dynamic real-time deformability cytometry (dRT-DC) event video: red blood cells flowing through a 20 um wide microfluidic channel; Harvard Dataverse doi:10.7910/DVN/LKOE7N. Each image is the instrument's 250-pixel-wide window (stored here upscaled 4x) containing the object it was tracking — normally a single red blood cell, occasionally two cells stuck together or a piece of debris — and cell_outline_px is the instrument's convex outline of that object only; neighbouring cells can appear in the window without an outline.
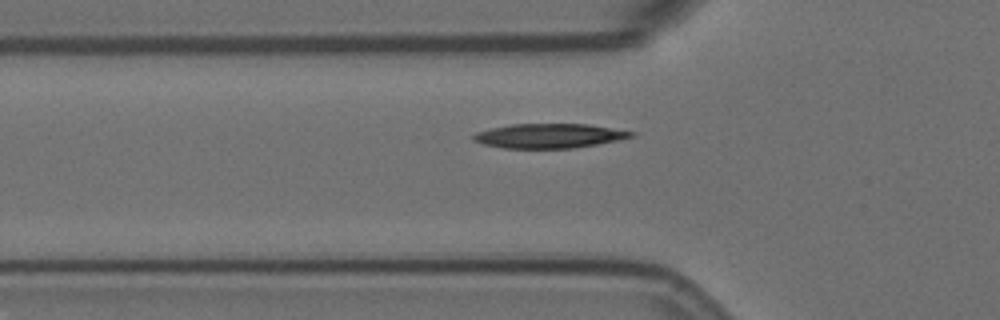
{"species": "Egyptian fruit bat (a non-hibernating species)", "species_latin": "Rousettus aegyptiacus", "temperature_condition": "room temperature", "stored_images_in_passage": 39, "camera_frame_rate_fps": 3000, "um_per_image_px": 0.085, "animal": {"sex": "female"}, "frame": {"image": 1, "passage_image": 5, "time_ms": 1.333, "image_size_px": [1000, 320], "cell_outline_px": [[636, 136], [620, 140], [572, 148], [504, 148], [484, 144], [472, 140], [472, 136], [476, 132], [492, 128], [512, 124], [588, 124], [636, 132]], "centroid_in_image_um": [46.71, 11.54], "position_along_channel_um": 79.1, "area_um2": 22.43}}
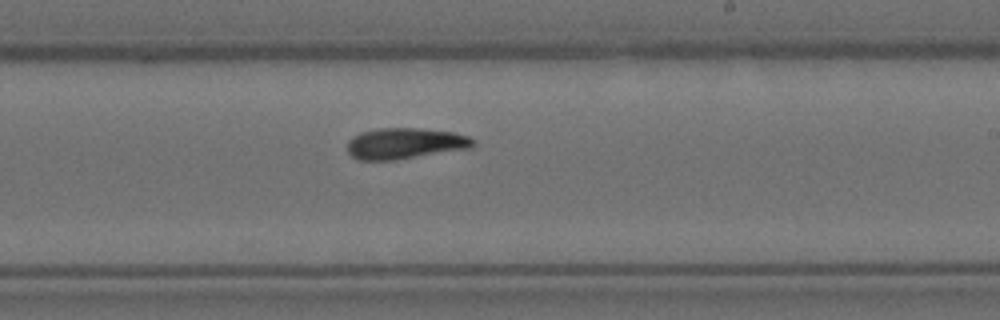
{"frame": {"image": 2, "passage_image": 20, "time_ms": 6.333, "image_size_px": [1000, 320], "cell_outline_px": [[476, 144], [472, 148], [396, 160], [360, 160], [352, 156], [348, 152], [348, 140], [352, 136], [360, 132], [380, 128], [420, 128], [452, 132], [468, 136], [476, 140]], "centroid_in_image_um": [34.45, 12.19], "position_along_channel_um": 254.5, "area_um2": 22.95}}
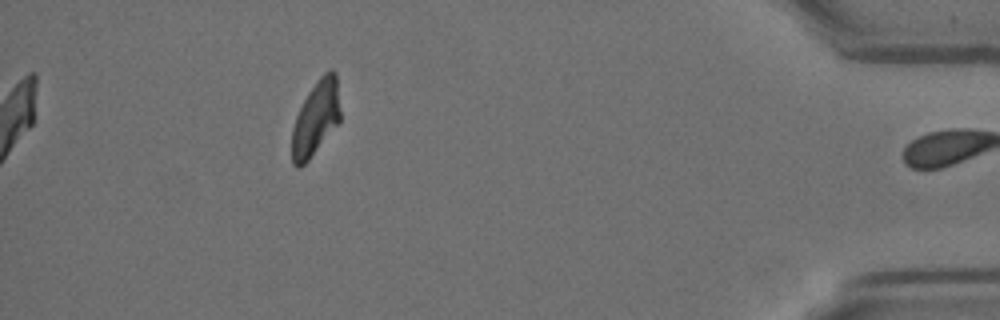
{"frame": {"image": 3, "passage_image": 38, "time_ms": 12.333, "image_size_px": [1000, 320], "cell_outline_px": [[340, 120], [308, 160], [300, 168], [296, 168], [292, 164], [292, 128], [296, 116], [308, 92], [320, 76], [324, 72], [332, 68], [336, 72], [340, 112]], "centroid_in_image_um": [26.83, 10.03], "position_along_channel_um": 408.4, "area_um2": 20.81}, "authors_computed_cell_mechanics": {"area_um2": 22.4842, "velocity_mm_per_s": 3.5004, "shape_relaxation_time_tau1_ms": 6.9827, "shape_relaxation_time_tau2_ms": 8.2542, "deformation_change_tau1": 0.2022, "deformation_change_tau2": 0.1501}}